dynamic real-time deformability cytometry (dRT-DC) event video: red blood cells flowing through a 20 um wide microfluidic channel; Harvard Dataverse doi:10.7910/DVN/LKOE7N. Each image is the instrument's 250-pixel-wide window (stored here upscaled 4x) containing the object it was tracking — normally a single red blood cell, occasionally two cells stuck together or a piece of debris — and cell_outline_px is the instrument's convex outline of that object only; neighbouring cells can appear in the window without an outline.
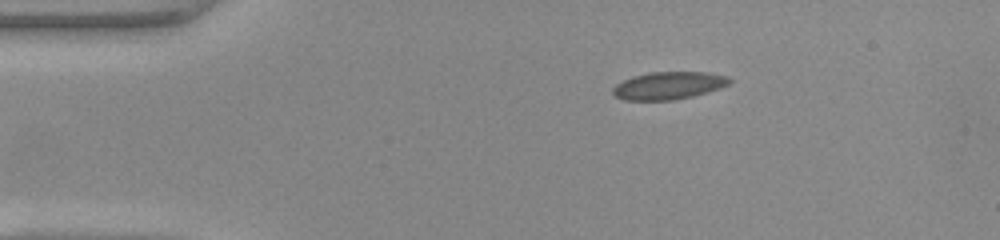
{"species": "common noctule bat (a hibernating species)", "species_latin": "Nyctalus noctula", "temperature_condition": "warm", "stored_images_in_passage": 42, "camera_frame_rate_fps": 3000, "um_per_image_px": 0.085, "animal": {"sex": "female", "body_mass_g": 22.0, "forearm_length_mm": 56.7}, "frame": {"image": 1, "passage_image": 1, "time_ms": 0.0, "image_size_px": [1000, 240], "cell_outline_px": [[732, 80], [728, 84], [720, 88], [708, 92], [692, 96], [672, 100], [624, 100], [616, 96], [612, 92], [612, 88], [616, 84], [632, 76], [648, 72], [704, 72], [728, 76]], "centroid_in_image_um": [56.82, 7.27], "position_along_channel_um": 28.2, "area_um2": 18.73}}
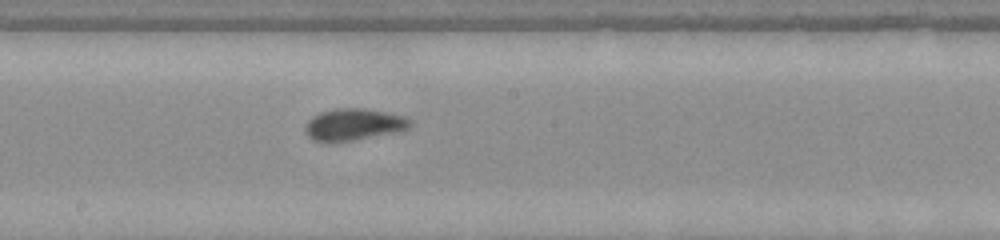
{"frame": {"image": 2, "passage_image": 19, "time_ms": 6.0, "image_size_px": [1000, 240], "cell_outline_px": [[412, 124], [408, 128], [392, 132], [356, 140], [332, 144], [328, 144], [312, 140], [304, 132], [304, 128], [308, 120], [312, 116], [320, 112], [332, 108], [364, 108], [388, 112], [408, 116], [412, 120]], "centroid_in_image_um": [30.01, 10.59], "position_along_channel_um": 218.2, "area_um2": 20.06}}
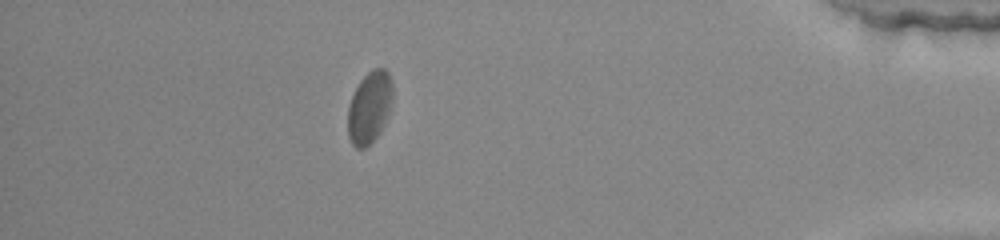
{"frame": {"image": 3, "passage_image": 36, "time_ms": 11.667, "image_size_px": [1000, 240], "cell_outline_px": [[392, 100], [388, 116], [380, 132], [364, 148], [356, 148], [352, 144], [348, 136], [348, 108], [352, 96], [360, 80], [372, 68], [384, 68], [388, 72], [392, 80]], "centroid_in_image_um": [31.41, 9.1], "position_along_channel_um": 403.8, "area_um2": 18.73}, "authors_computed_cell_mechanics": {"area_um2": 18.8717, "velocity_mm_per_s": 4.1231, "shape_relaxation_time_tau1_ms": 3.0338, "shape_relaxation_time_tau2_ms": 0.915, "deformation_change_tau1": 0.1299, "deformation_change_tau2": 0.0468}}